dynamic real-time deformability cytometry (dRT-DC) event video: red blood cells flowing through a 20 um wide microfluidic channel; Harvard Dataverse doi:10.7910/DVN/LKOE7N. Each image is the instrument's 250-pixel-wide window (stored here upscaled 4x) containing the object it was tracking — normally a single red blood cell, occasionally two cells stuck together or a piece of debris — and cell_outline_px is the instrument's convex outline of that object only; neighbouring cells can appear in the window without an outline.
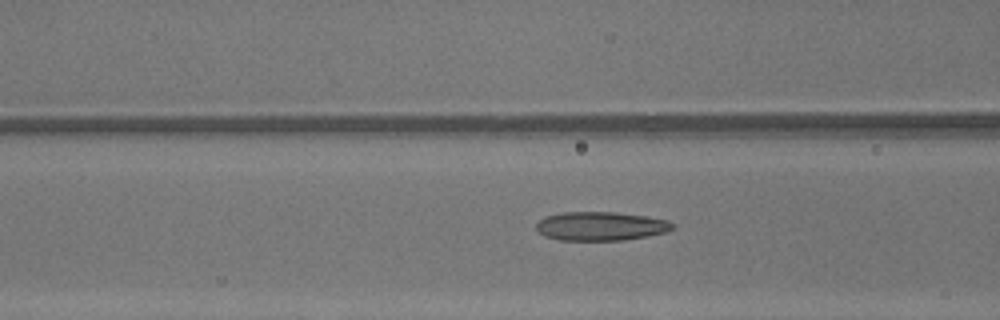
{"species": "common noctule bat (a hibernating species)", "species_latin": "Nyctalus noctula", "temperature_condition": "warm", "stored_images_in_passage": 48, "camera_frame_rate_fps": 3000, "um_per_image_px": 0.085, "animal": {"sex": "male", "body_mass_g": 13.3}, "frame": {"image": 1, "passage_image": 20, "time_ms": 6.333, "image_size_px": [1000, 320], "cell_outline_px": [[676, 228], [668, 232], [648, 236], [624, 240], [560, 240], [544, 236], [536, 228], [536, 224], [544, 216], [564, 212], [616, 212], [644, 216], [668, 220]], "centroid_in_image_um": [51.08, 19.22], "position_along_channel_um": 115.5, "area_um2": 22.95}}
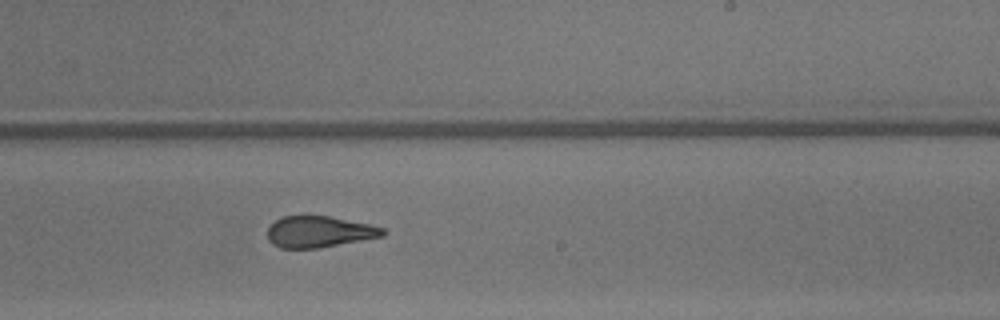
{"frame": {"image": 2, "passage_image": 30, "time_ms": 9.667, "image_size_px": [1000, 320], "cell_outline_px": [[388, 232], [384, 236], [320, 248], [280, 248], [272, 244], [268, 240], [268, 228], [276, 220], [284, 216], [328, 216], [368, 224], [384, 228]], "centroid_in_image_um": [27.14, 19.71], "position_along_channel_um": 261.9, "area_um2": 20.98}}
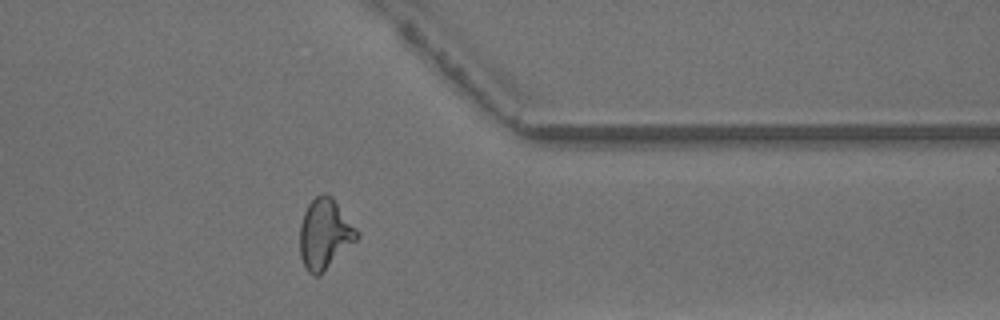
{"frame": {"image": 3, "passage_image": 39, "time_ms": 12.667, "image_size_px": [1000, 320], "cell_outline_px": [[360, 236], [320, 276], [312, 276], [308, 272], [300, 256], [300, 224], [304, 212], [308, 204], [316, 196], [324, 192], [332, 196], [360, 232]], "centroid_in_image_um": [27.61, 19.89], "position_along_channel_um": 383.8, "area_um2": 23.52}, "authors_computed_cell_mechanics": {"area_um2": 22.9755, "velocity_mm_per_s": 4.394, "shape_relaxation_time_tau1_ms": 8.8272, "shape_relaxation_time_tau2_ms": 1.3336, "deformation_change_tau1": 0.2496, "deformation_change_tau2": 0.0992}}